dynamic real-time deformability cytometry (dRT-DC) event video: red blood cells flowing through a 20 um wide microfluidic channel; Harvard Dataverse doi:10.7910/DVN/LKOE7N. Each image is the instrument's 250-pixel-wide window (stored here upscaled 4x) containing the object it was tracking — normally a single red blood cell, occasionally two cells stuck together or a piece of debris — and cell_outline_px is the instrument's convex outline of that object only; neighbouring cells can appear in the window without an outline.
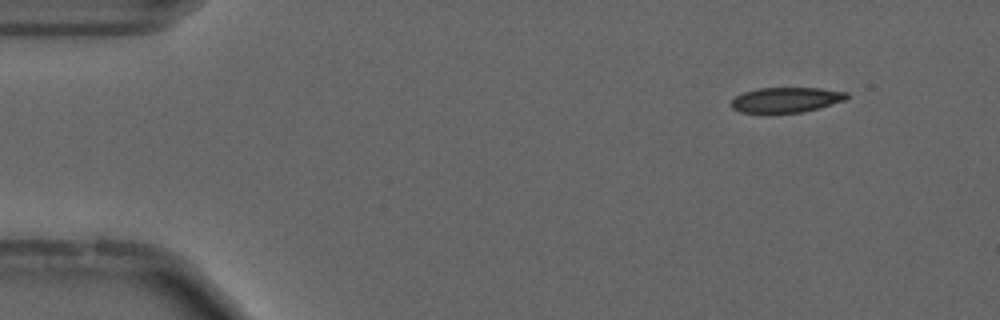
{"species": "common noctule bat (a hibernating species)", "species_latin": "Nyctalus noctula", "temperature_condition": "cold", "stored_images_in_passage": 55, "camera_frame_rate_fps": 3000, "um_per_image_px": 0.085, "animal": {"sex": "male", "forearm_length_mm": 52.5}, "frame": {"image": 1, "passage_image": 6, "time_ms": 1.667, "image_size_px": [1000, 320], "cell_outline_px": [[848, 96], [844, 100], [820, 108], [804, 112], [764, 116], [740, 112], [732, 108], [728, 104], [736, 96], [744, 92], [760, 88], [820, 88], [848, 92]], "centroid_in_image_um": [66.74, 8.54], "position_along_channel_um": 18.3, "area_um2": 17.74}}
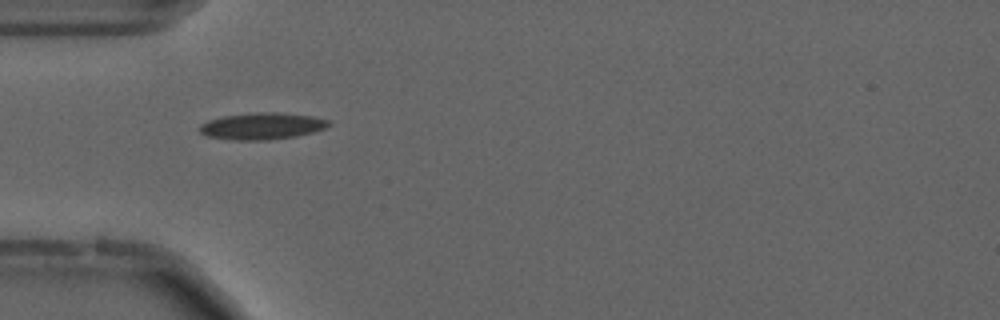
{"frame": {"image": 2, "passage_image": 17, "time_ms": 5.333, "image_size_px": [1000, 320], "cell_outline_px": [[332, 124], [324, 128], [312, 132], [296, 136], [268, 140], [232, 140], [208, 136], [200, 132], [200, 124], [208, 120], [224, 116], [256, 112], [276, 112], [312, 116], [328, 120]], "centroid_in_image_um": [22.27, 10.71], "position_along_channel_um": 62.7, "area_um2": 20.0}}
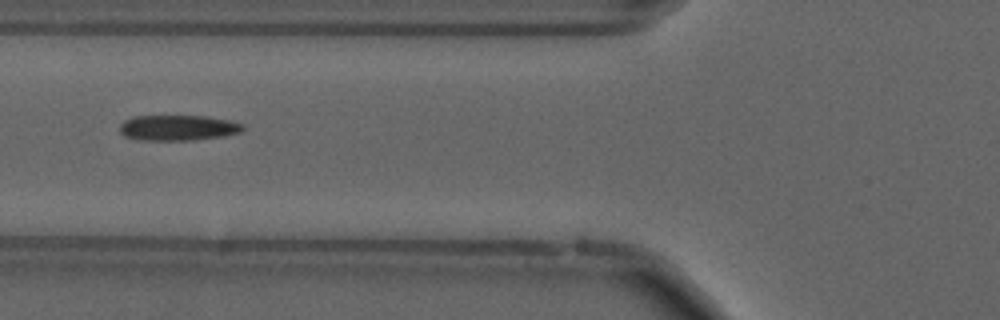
{"frame": {"image": 3, "passage_image": 21, "time_ms": 6.667, "image_size_px": [1000, 320], "cell_outline_px": [[244, 128], [240, 132], [224, 136], [192, 140], [140, 140], [124, 136], [120, 132], [120, 124], [124, 120], [132, 116], [204, 116], [228, 120], [244, 124]], "centroid_in_image_um": [15.1, 10.86], "position_along_channel_um": 110.7, "area_um2": 18.32}, "authors_computed_cell_mechanics": {"area_um2": 17.7446, "velocity_mm_per_s": 3.693, "shape_relaxation_time_tau1_ms": 10.7424, "shape_relaxation_time_tau2_ms": 5.9621, "deformation_change_tau1": 0.1979, "deformation_change_tau2": 0.1431}}